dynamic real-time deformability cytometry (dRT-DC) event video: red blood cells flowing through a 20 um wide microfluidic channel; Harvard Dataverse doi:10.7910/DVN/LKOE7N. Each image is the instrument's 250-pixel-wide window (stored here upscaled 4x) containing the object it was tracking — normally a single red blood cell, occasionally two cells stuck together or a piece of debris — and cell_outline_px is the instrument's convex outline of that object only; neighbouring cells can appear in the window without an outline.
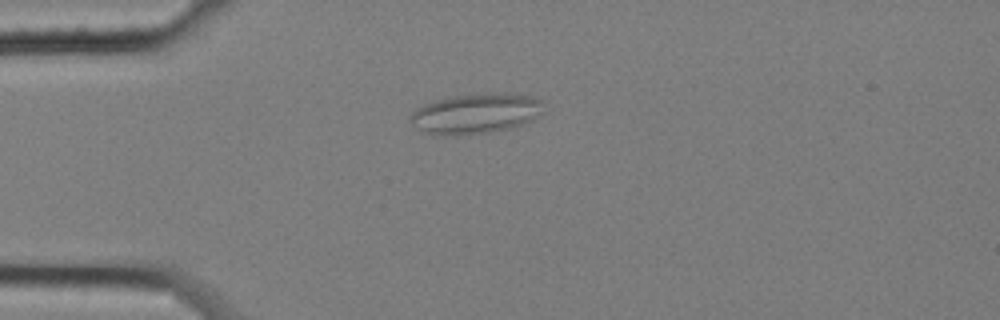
{"species": "common noctule bat (a hibernating species)", "species_latin": "Nyctalus noctula", "temperature_condition": "cold", "stored_images_in_passage": 58, "camera_frame_rate_fps": 3000, "um_per_image_px": 0.085, "animal": {"sex": "female", "body_mass_g": 25.1}, "frame": {"image": 1, "passage_image": 15, "time_ms": 4.667, "image_size_px": [1000, 320], "cell_outline_px": [[544, 112], [532, 120], [508, 128], [492, 132], [444, 136], [436, 136], [424, 132], [416, 128], [408, 120], [408, 116], [416, 108], [424, 104], [448, 96], [484, 92], [508, 92], [528, 96], [544, 100]], "centroid_in_image_um": [40.42, 9.63], "position_along_channel_um": 44.6, "area_um2": 31.96}}
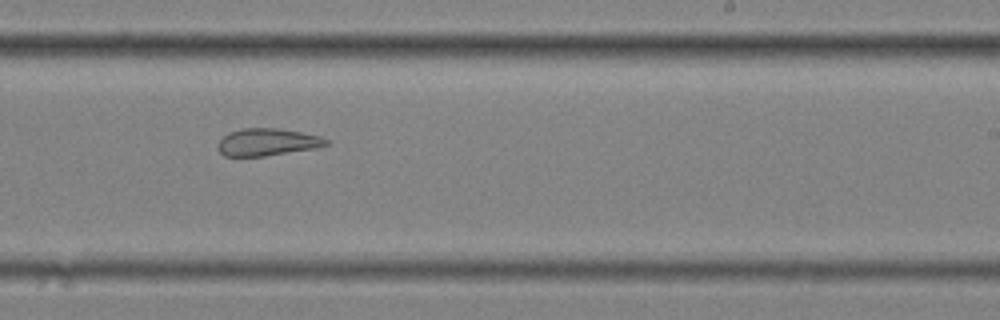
{"frame": {"image": 2, "passage_image": 36, "time_ms": 11.667, "image_size_px": [1000, 320], "cell_outline_px": [[332, 144], [316, 148], [264, 156], [224, 156], [216, 148], [216, 144], [228, 132], [244, 128], [280, 128], [320, 136], [328, 140]], "centroid_in_image_um": [22.72, 12.08], "position_along_channel_um": 266.3, "area_um2": 17.34}}
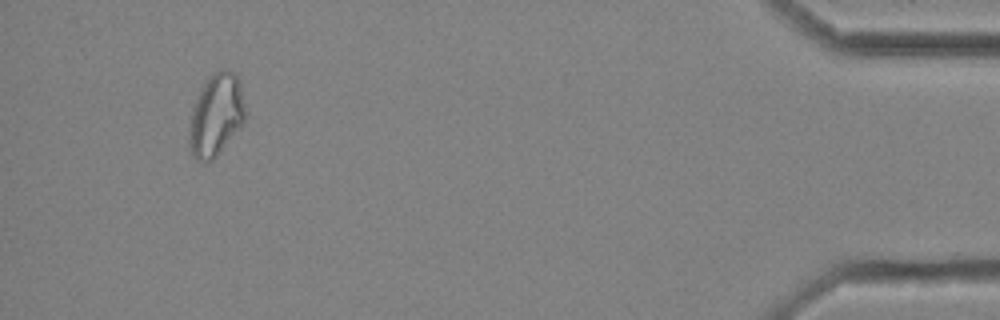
{"frame": {"image": 3, "passage_image": 55, "time_ms": 18.0, "image_size_px": [1000, 320], "cell_outline_px": [[244, 120], [216, 156], [212, 160], [196, 160], [192, 156], [188, 144], [188, 136], [192, 108], [200, 88], [208, 76], [220, 68], [224, 68], [232, 72], [240, 80], [244, 104]], "centroid_in_image_um": [18.32, 9.73], "position_along_channel_um": 416.9, "area_um2": 26.65}, "authors_computed_cell_mechanics": {"area_um2": 23.5535, "velocity_mm_per_s": 3.4551, "shape_relaxation_time_tau1_ms": null, "shape_relaxation_time_tau2_ms": 1.8375, "deformation_change_tau1": null, "deformation_change_tau2": 0.0961}}